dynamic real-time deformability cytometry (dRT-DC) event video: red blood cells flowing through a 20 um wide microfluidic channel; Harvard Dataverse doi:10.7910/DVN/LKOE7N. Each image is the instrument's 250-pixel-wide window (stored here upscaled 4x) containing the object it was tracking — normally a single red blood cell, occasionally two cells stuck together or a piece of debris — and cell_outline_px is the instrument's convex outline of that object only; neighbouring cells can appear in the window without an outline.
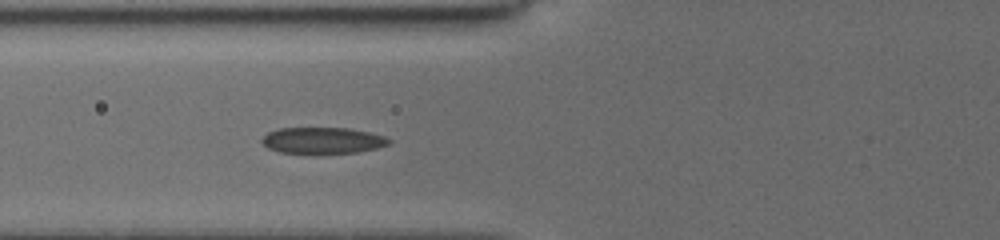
{"species": "common noctule bat (a hibernating species)", "species_latin": "Nyctalus noctula", "temperature_condition": "cold", "stored_images_in_passage": 34, "camera_frame_rate_fps": 3000, "um_per_image_px": 0.085, "animal": {"sex": "female", "body_mass_g": 19.5, "forearm_length_mm": 54.1}, "frame": {"image": 1, "passage_image": 7, "time_ms": 2.0, "image_size_px": [1000, 240], "cell_outline_px": [[392, 140], [388, 144], [376, 148], [360, 152], [320, 156], [316, 156], [280, 152], [268, 148], [260, 140], [268, 132], [280, 128], [348, 128], [368, 132], [384, 136]], "centroid_in_image_um": [27.41, 11.99], "position_along_channel_um": 98.4, "area_um2": 20.23}}
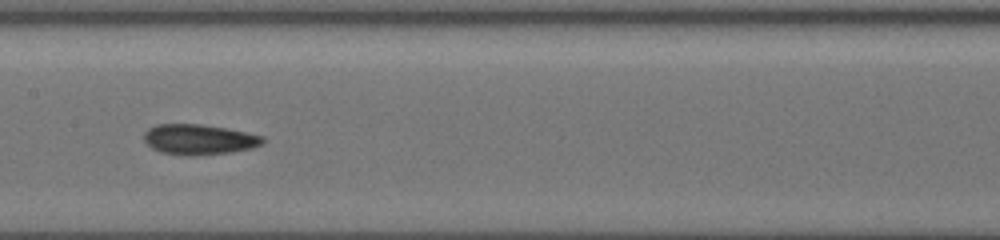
{"frame": {"image": 2, "passage_image": 16, "time_ms": 4.333, "image_size_px": [1000, 240], "cell_outline_px": [[264, 144], [252, 148], [232, 152], [192, 156], [188, 156], [160, 152], [152, 148], [144, 140], [144, 132], [148, 128], [156, 124], [200, 124], [224, 128], [264, 136]], "centroid_in_image_um": [16.91, 11.86], "position_along_channel_um": 190.5, "area_um2": 21.04}}
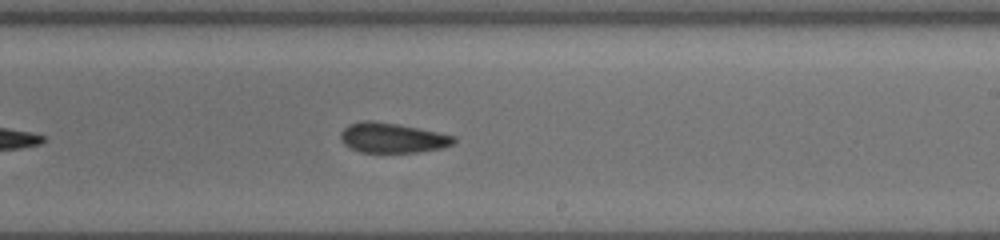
{"frame": {"image": 3, "passage_image": 23, "time_ms": 6.0, "image_size_px": [1000, 240], "cell_outline_px": [[456, 144], [444, 148], [420, 152], [360, 152], [344, 144], [340, 140], [340, 132], [348, 124], [368, 120], [372, 120], [396, 124], [456, 136]], "centroid_in_image_um": [33.37, 11.73], "position_along_channel_um": 255.6, "area_um2": 19.77}}